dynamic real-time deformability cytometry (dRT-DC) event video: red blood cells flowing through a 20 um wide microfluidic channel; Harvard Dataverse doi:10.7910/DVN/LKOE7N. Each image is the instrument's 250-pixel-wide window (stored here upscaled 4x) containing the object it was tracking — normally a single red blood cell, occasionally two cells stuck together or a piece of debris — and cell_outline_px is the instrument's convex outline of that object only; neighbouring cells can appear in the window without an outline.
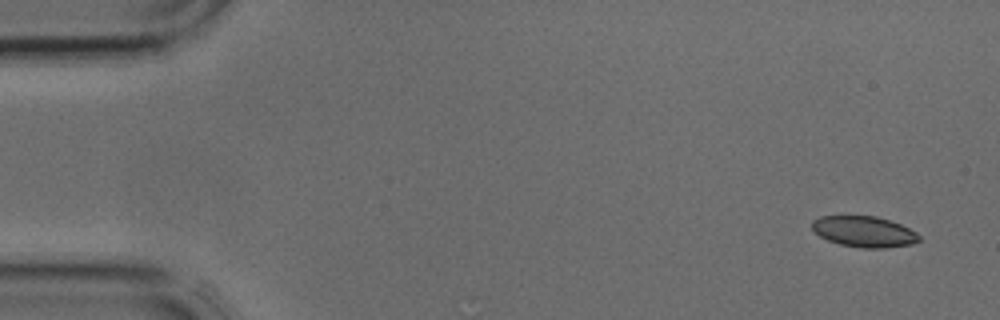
{"species": "common noctule bat (a hibernating species)", "species_latin": "Nyctalus noctula", "temperature_condition": "cold", "stored_images_in_passage": 4, "camera_frame_rate_fps": 3000, "um_per_image_px": 0.085, "animal": {"sex": "male", "body_mass_g": 17.9, "forearm_length_mm": 54.2}, "frame": {"image": 1, "passage_image": 1, "time_ms": 0.0, "image_size_px": [1000, 320], "cell_outline_px": [[920, 240], [912, 244], [884, 248], [860, 248], [840, 244], [828, 240], [820, 236], [812, 228], [812, 220], [820, 216], [876, 216], [900, 224], [916, 232], [920, 236]], "centroid_in_image_um": [73.44, 19.69], "position_along_channel_um": 11.6, "area_um2": 19.19}}
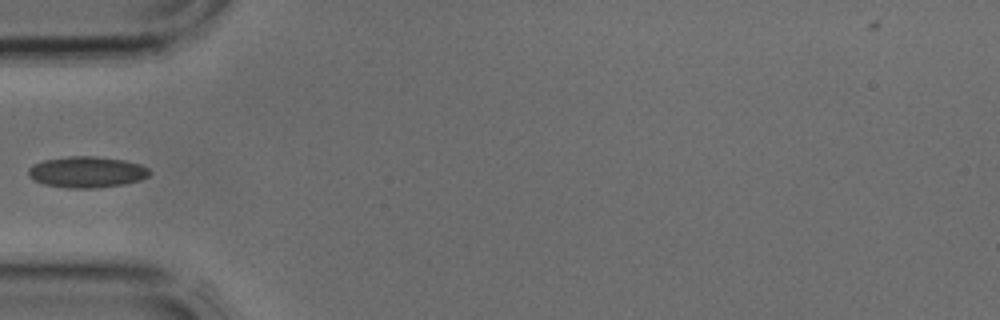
{"frame": {"image": 2, "passage_image": 4, "time_ms": 1.0, "image_size_px": [1000, 320], "cell_outline_px": [[152, 172], [148, 176], [140, 180], [124, 184], [96, 188], [68, 188], [44, 184], [28, 176], [28, 168], [32, 164], [44, 160], [68, 156], [96, 156], [124, 160], [140, 164], [148, 168]], "centroid_in_image_um": [7.39, 14.62], "position_along_channel_um": 77.6, "area_um2": 22.08}}